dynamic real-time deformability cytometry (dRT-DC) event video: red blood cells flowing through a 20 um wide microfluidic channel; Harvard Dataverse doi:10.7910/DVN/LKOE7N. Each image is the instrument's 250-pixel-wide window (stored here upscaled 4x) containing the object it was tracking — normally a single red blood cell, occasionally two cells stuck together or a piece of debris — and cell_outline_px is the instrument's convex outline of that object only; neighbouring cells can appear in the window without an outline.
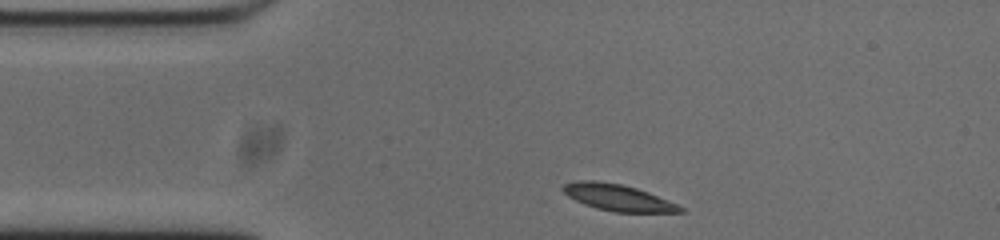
{"species": "common noctule bat (a hibernating species)", "species_latin": "Nyctalus noctula", "temperature_condition": "cold", "stored_images_in_passage": 45, "camera_frame_rate_fps": 3000, "um_per_image_px": 0.085, "animal": {"sex": "male", "body_mass_g": 20.0, "forearm_length_mm": 53.3}, "frame": {"image": 1, "passage_image": 1, "time_ms": 0.0, "image_size_px": [1000, 240], "cell_outline_px": [[684, 212], [616, 212], [596, 208], [584, 204], [568, 196], [560, 188], [564, 184], [580, 180], [596, 180], [620, 184], [636, 188], [648, 192], [676, 204], [684, 208]], "centroid_in_image_um": [52.49, 16.79], "position_along_channel_um": 32.5, "area_um2": 17.86}}
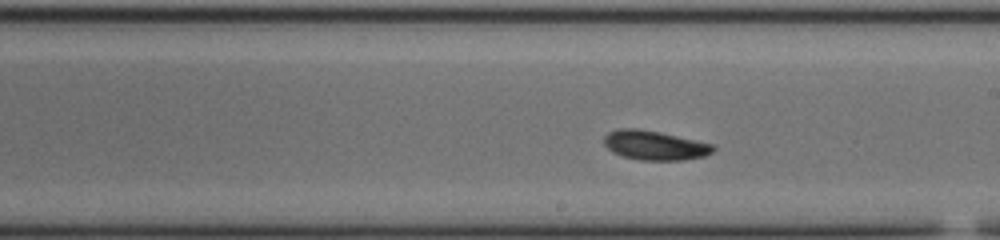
{"frame": {"image": 2, "passage_image": 20, "time_ms": 6.333, "image_size_px": [1000, 240], "cell_outline_px": [[716, 148], [712, 152], [704, 156], [684, 160], [640, 160], [624, 156], [612, 152], [604, 144], [604, 136], [608, 132], [620, 128], [636, 128], [660, 132], [712, 144]], "centroid_in_image_um": [55.63, 12.35], "position_along_channel_um": 233.4, "area_um2": 18.55}}
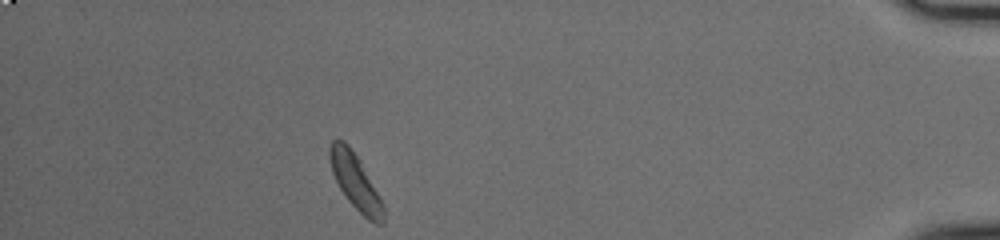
{"frame": {"image": 3, "passage_image": 39, "time_ms": 12.667, "image_size_px": [1000, 240], "cell_outline_px": [[384, 224], [376, 224], [368, 220], [348, 200], [340, 188], [332, 172], [328, 156], [328, 148], [332, 140], [344, 140], [348, 144], [360, 160], [384, 208]], "centroid_in_image_um": [30.17, 15.42], "position_along_channel_um": 405.0, "area_um2": 16.99}, "authors_computed_cell_mechanics": {"area_um2": 17.9758, "velocity_mm_per_s": 3.6796, "shape_relaxation_time_tau1_ms": 3.0207, "shape_relaxation_time_tau2_ms": 6.8475, "deformation_change_tau1": 0.1073, "deformation_change_tau2": 0.0866}}